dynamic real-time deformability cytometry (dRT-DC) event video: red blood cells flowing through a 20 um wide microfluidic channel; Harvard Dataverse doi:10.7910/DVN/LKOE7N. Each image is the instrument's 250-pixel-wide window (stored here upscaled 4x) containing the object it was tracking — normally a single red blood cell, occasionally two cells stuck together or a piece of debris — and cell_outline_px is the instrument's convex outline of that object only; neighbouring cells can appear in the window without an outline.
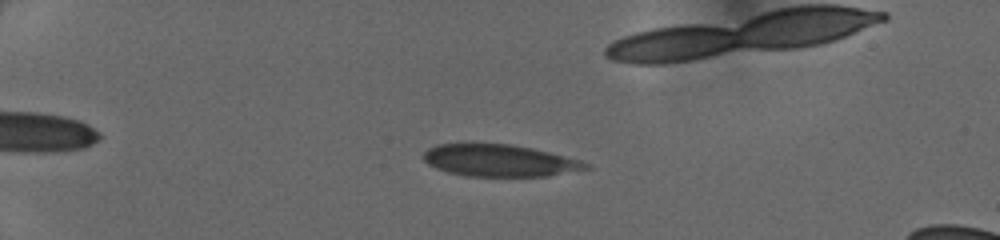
{"species": "human", "species_latin": "Homo sapiens", "temperature_condition": "cold", "stored_images_in_passage": 45, "camera_frame_rate_fps": 3000, "um_per_image_px": 0.085, "donor": {"sex": "female"}, "frame": {"image": 1, "passage_image": 13, "time_ms": 4.0, "image_size_px": [1000, 240], "cell_outline_px": [[592, 168], [548, 176], [468, 176], [448, 172], [436, 168], [428, 164], [420, 156], [428, 148], [436, 144], [472, 140], [508, 144], [532, 148], [580, 160], [592, 164]], "centroid_in_image_um": [42.38, 13.6], "position_along_channel_um": 42.6, "area_um2": 31.27}}
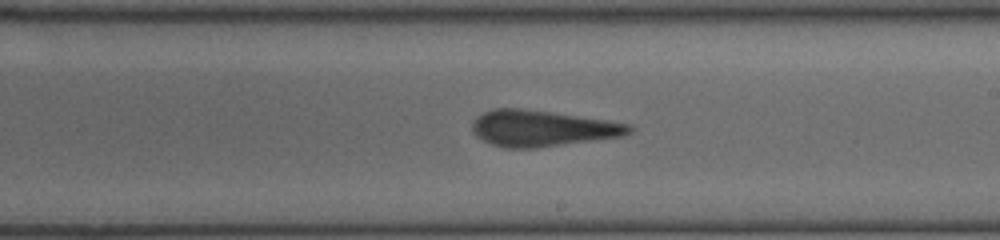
{"frame": {"image": 2, "passage_image": 31, "time_ms": 10.0, "image_size_px": [1000, 240], "cell_outline_px": [[632, 132], [620, 136], [536, 148], [504, 148], [492, 144], [476, 136], [472, 132], [472, 124], [476, 116], [484, 112], [496, 108], [520, 108], [604, 120], [628, 124], [632, 128]], "centroid_in_image_um": [46.0, 10.91], "position_along_channel_um": 243.0, "area_um2": 32.43}}
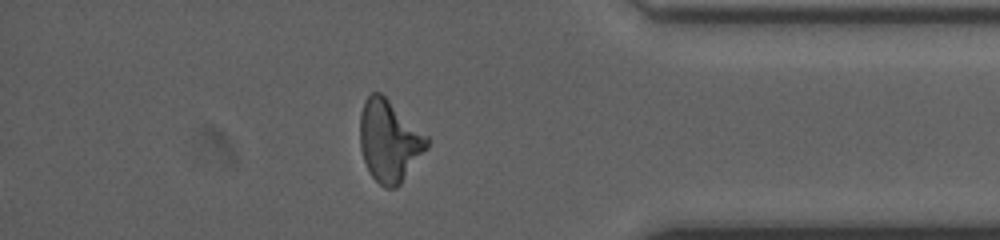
{"frame": {"image": 3, "passage_image": 43, "time_ms": 14.0, "image_size_px": [1000, 240], "cell_outline_px": [[428, 148], [400, 184], [396, 188], [384, 188], [372, 176], [364, 160], [360, 148], [360, 112], [364, 100], [372, 92], [380, 92], [428, 136]], "centroid_in_image_um": [33.08, 11.98], "position_along_channel_um": 402.1, "area_um2": 31.73}}